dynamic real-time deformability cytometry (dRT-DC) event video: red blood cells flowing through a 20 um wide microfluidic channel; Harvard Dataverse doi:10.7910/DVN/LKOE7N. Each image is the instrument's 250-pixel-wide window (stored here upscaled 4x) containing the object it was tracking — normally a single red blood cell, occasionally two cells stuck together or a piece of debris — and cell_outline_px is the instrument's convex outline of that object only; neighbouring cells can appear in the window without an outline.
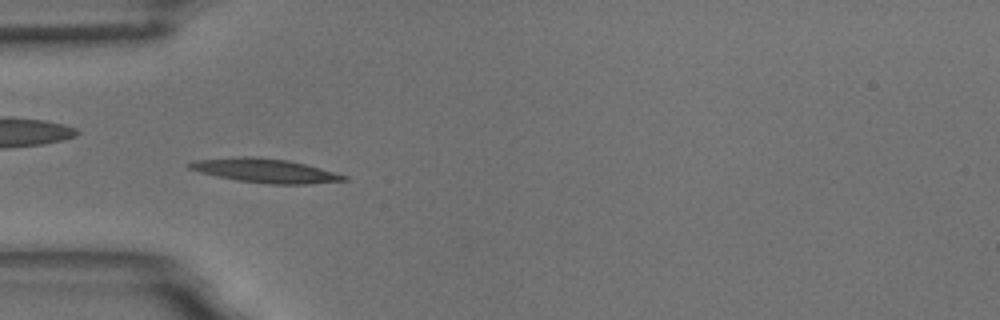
{"species": "common noctule bat (a hibernating species)", "species_latin": "Nyctalus noctula", "temperature_condition": "room temperature", "stored_images_in_passage": 59, "camera_frame_rate_fps": 3000, "um_per_image_px": 0.085, "animal": {"sex": "male", "body_mass_g": 18.8}, "frame": {"image": 1, "passage_image": 18, "time_ms": 5.667, "image_size_px": [1000, 320], "cell_outline_px": [[348, 180], [308, 184], [268, 184], [236, 180], [216, 176], [200, 172], [188, 168], [184, 164], [196, 160], [240, 156], [256, 156], [288, 160], [320, 168], [348, 176]], "centroid_in_image_um": [22.5, 14.5], "position_along_channel_um": 62.5, "area_um2": 21.68}}
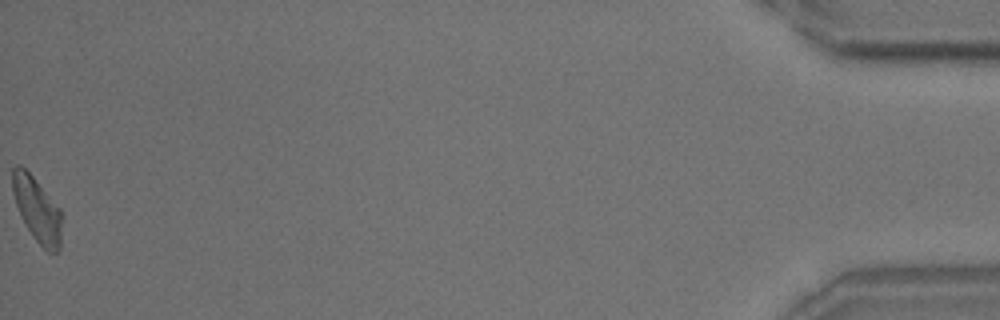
{"frame": {"image": 2, "passage_image": 59, "time_ms": 19.333, "image_size_px": [1000, 320], "cell_outline_px": [[60, 248], [56, 252], [48, 252], [36, 240], [28, 228], [16, 204], [12, 192], [12, 168], [16, 164], [20, 164], [32, 176], [60, 208]], "centroid_in_image_um": [3.13, 17.77], "position_along_channel_um": 432.1, "area_um2": 17.98}, "authors_computed_cell_mechanics": {"area_um2": 19.1896, "velocity_mm_per_s": 3.4447, "shape_relaxation_time_tau1_ms": 10.8603, "shape_relaxation_time_tau2_ms": 7.0847, "deformation_change_tau1": 0.2063, "deformation_change_tau2": 0.1832}}